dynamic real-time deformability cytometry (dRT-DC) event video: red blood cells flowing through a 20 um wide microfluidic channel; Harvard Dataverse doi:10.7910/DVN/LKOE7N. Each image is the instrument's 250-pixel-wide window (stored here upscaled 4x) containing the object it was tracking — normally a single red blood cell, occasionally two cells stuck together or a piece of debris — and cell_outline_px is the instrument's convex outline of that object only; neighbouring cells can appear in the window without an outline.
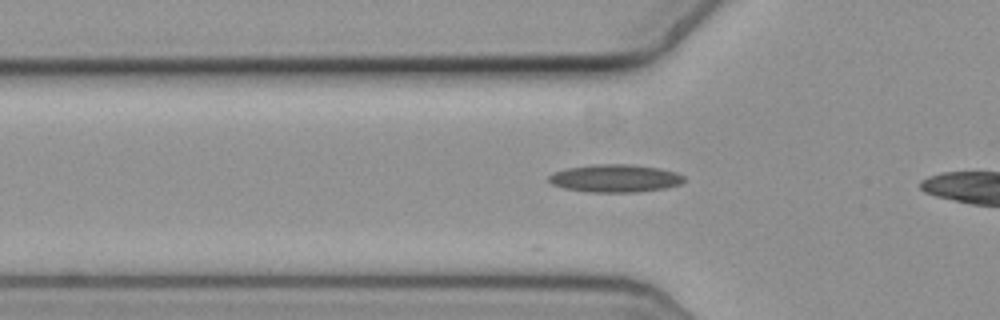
{"species": "common noctule bat (a hibernating species)", "species_latin": "Nyctalus noctula", "temperature_condition": "cold", "stored_images_in_passage": 11, "camera_frame_rate_fps": 3000, "um_per_image_px": 0.085, "animal": {"sex": "female", "body_mass_g": 19.3, "forearm_length_mm": 54.1}, "frame": {"image": 1, "passage_image": 8, "time_ms": 2.333, "image_size_px": [1000, 320], "cell_outline_px": [[684, 180], [680, 184], [664, 188], [636, 192], [588, 192], [564, 188], [552, 184], [548, 180], [548, 176], [556, 172], [568, 168], [592, 164], [628, 164], [660, 168], [676, 172], [684, 176]], "centroid_in_image_um": [52.29, 15.15], "position_along_channel_um": 73.5, "area_um2": 21.79}}